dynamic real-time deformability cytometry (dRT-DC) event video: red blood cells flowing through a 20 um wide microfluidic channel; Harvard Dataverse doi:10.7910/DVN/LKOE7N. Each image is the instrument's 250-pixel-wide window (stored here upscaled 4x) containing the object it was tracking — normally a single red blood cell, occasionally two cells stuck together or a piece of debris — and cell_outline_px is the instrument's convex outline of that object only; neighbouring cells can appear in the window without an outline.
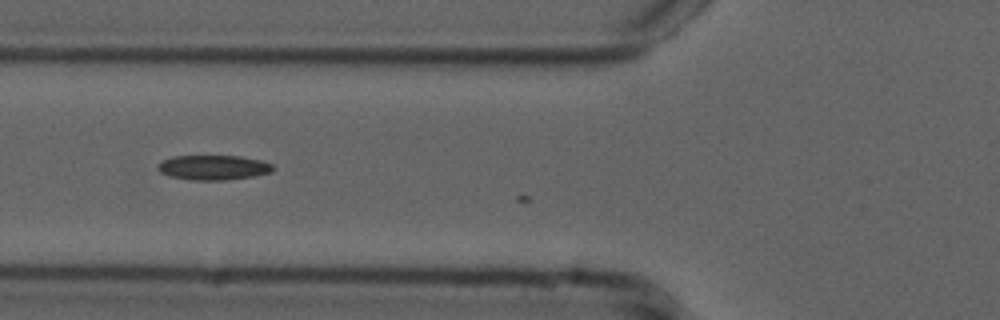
{"species": "common noctule bat (a hibernating species)", "species_latin": "Nyctalus noctula", "temperature_condition": "cold", "stored_images_in_passage": 7, "camera_frame_rate_fps": 3000, "um_per_image_px": 0.085, "animal": {"sex": "male", "forearm_length_mm": 52.5}, "frame": {"image": 1, "passage_image": 6, "time_ms": 1.667, "image_size_px": [1000, 320], "cell_outline_px": [[276, 168], [272, 172], [252, 176], [224, 180], [192, 180], [168, 176], [160, 172], [156, 168], [156, 164], [160, 160], [172, 156], [240, 156], [260, 160], [272, 164]], "centroid_in_image_um": [18.09, 14.23], "position_along_channel_um": 107.7, "area_um2": 16.82}}